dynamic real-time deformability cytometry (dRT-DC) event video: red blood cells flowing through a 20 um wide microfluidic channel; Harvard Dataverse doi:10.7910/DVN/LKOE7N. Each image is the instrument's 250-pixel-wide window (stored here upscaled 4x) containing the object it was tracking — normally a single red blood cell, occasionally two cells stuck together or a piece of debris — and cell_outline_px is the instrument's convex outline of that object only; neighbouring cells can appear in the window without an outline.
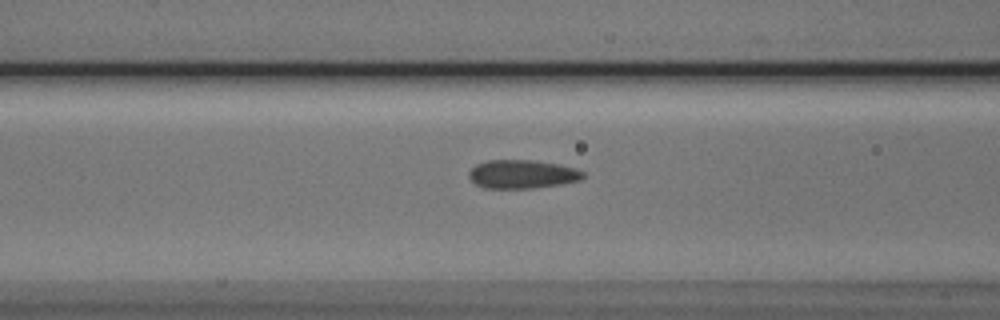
{"species": "Egyptian fruit bat (a non-hibernating species)", "species_latin": "Rousettus aegyptiacus", "temperature_condition": "cold", "stored_images_in_passage": 6, "camera_frame_rate_fps": 3000, "um_per_image_px": 0.085, "animal": {"sex": "male"}, "frame": {"image": 1, "passage_image": 5, "time_ms": 5.667, "image_size_px": [1000, 320], "cell_outline_px": [[584, 176], [580, 180], [560, 184], [532, 188], [484, 188], [476, 184], [468, 176], [468, 172], [476, 164], [488, 160], [536, 160], [560, 164], [576, 168], [584, 172]], "centroid_in_image_um": [44.39, 14.79], "position_along_channel_um": 122.2, "area_um2": 19.07}}
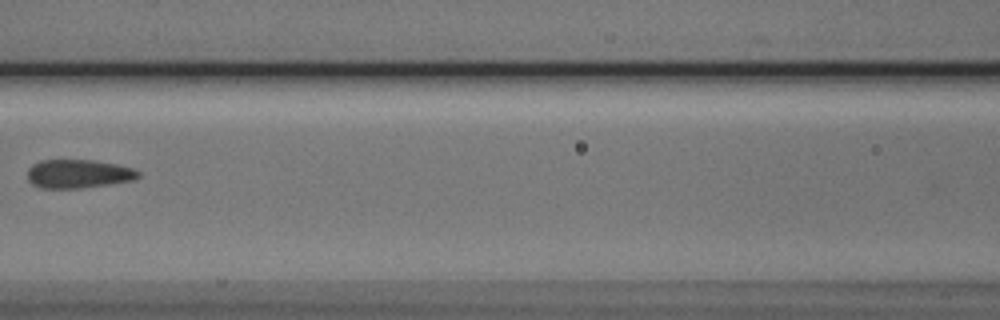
{"frame": {"image": 2, "passage_image": 6, "time_ms": 6.667, "image_size_px": [1000, 320], "cell_outline_px": [[140, 176], [132, 180], [108, 184], [80, 188], [40, 188], [32, 184], [28, 180], [28, 168], [32, 164], [40, 160], [92, 160], [116, 164], [132, 168], [140, 172]], "centroid_in_image_um": [6.63, 14.77], "position_along_channel_um": 160.0, "area_um2": 18.44}}